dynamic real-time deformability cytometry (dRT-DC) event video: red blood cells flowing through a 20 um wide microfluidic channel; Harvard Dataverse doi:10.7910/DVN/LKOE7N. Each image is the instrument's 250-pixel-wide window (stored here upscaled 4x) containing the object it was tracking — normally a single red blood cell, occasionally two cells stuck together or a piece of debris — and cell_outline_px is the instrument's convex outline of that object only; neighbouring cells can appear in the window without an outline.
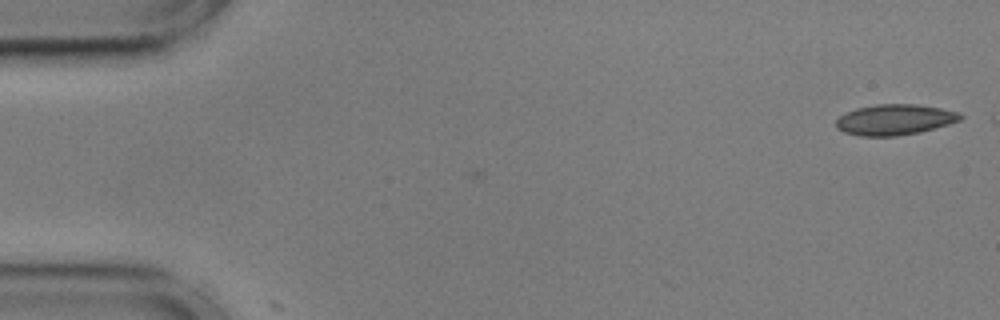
{"species": "common noctule bat (a hibernating species)", "species_latin": "Nyctalus noctula", "temperature_condition": "cold", "stored_images_in_passage": 2, "camera_frame_rate_fps": 3000, "um_per_image_px": 0.085, "animal": {"sex": "male", "body_mass_g": 17.9, "forearm_length_mm": 54.2}, "frame": {"image": 1, "passage_image": 1, "time_ms": 0.0, "image_size_px": [1000, 320], "cell_outline_px": [[964, 116], [960, 120], [948, 124], [920, 132], [896, 136], [860, 136], [844, 132], [836, 128], [836, 120], [840, 116], [856, 108], [876, 104], [916, 104], [940, 108], [960, 112]], "centroid_in_image_um": [76.05, 10.17], "position_along_channel_um": 8.9, "area_um2": 22.2}}